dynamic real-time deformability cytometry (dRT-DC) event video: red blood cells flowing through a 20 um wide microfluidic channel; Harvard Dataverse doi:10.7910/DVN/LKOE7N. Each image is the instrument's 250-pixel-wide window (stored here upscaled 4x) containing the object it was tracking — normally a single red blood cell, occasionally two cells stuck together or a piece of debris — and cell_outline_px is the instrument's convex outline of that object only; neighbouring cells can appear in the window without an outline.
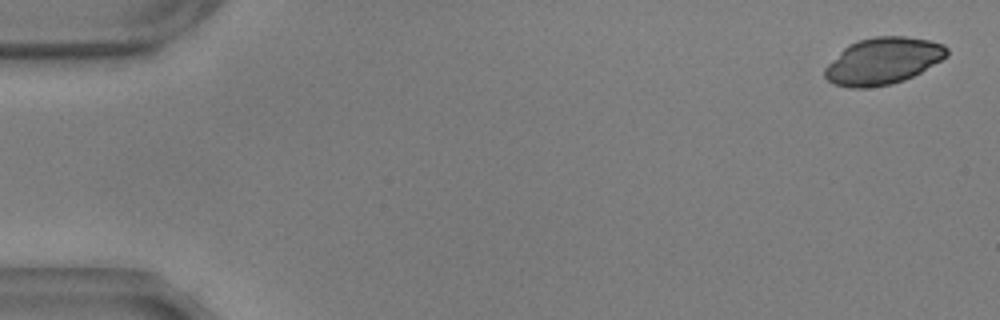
{"species": "common noctule bat (a hibernating species)", "species_latin": "Nyctalus noctula", "temperature_condition": "warm", "stored_images_in_passage": 52, "camera_frame_rate_fps": 3000, "um_per_image_px": 0.085, "animal": {"sex": "male", "body_mass_g": 17.9, "forearm_length_mm": 54.2}, "frame": {"image": 1, "passage_image": 2, "time_ms": 0.333, "image_size_px": [1000, 320], "cell_outline_px": [[948, 56], [920, 72], [904, 80], [892, 84], [864, 88], [852, 88], [836, 84], [828, 80], [824, 76], [824, 68], [848, 44], [856, 40], [876, 36], [904, 36], [928, 40], [944, 44], [948, 48]], "centroid_in_image_um": [75.05, 5.17], "position_along_channel_um": 9.9, "area_um2": 33.12}}